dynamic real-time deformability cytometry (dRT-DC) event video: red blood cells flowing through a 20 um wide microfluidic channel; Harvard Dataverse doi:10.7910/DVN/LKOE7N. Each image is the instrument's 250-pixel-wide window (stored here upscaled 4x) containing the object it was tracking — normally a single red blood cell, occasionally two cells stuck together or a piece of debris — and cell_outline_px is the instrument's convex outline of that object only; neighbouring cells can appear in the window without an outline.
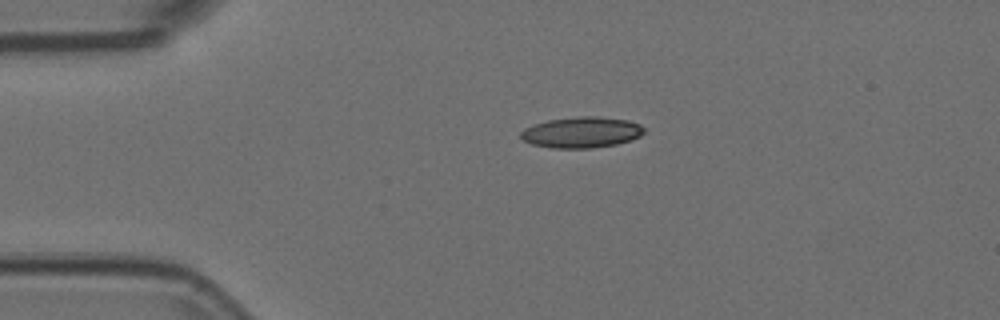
{"species": "Egyptian fruit bat (a non-hibernating species)", "species_latin": "Rousettus aegyptiacus", "temperature_condition": "room temperature", "stored_images_in_passage": 43, "camera_frame_rate_fps": 3000, "um_per_image_px": 0.085, "animal": {"sex": "female"}, "frame": {"image": 1, "passage_image": 1, "time_ms": 0.0, "image_size_px": [1000, 320], "cell_outline_px": [[644, 132], [640, 136], [616, 144], [592, 148], [552, 148], [532, 144], [524, 140], [520, 136], [520, 132], [524, 128], [532, 124], [548, 120], [580, 116], [596, 116], [628, 120], [640, 124], [644, 128]], "centroid_in_image_um": [49.41, 11.24], "position_along_channel_um": 35.6, "area_um2": 22.2}}
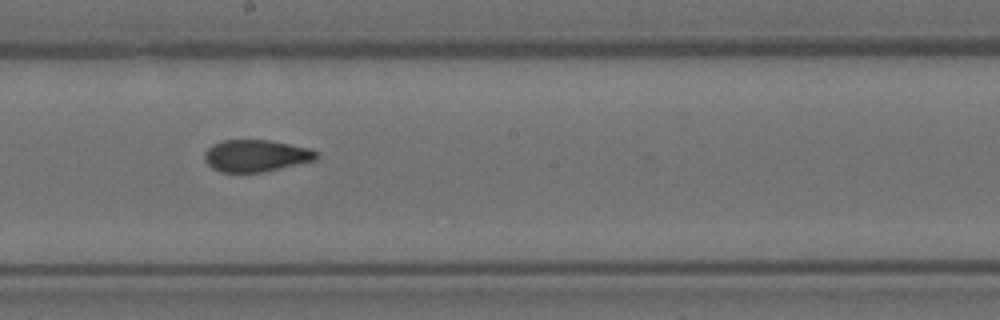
{"frame": {"image": 2, "passage_image": 19, "time_ms": 6.0, "image_size_px": [1000, 320], "cell_outline_px": [[320, 156], [316, 160], [264, 172], [220, 172], [212, 168], [204, 160], [204, 152], [212, 144], [224, 140], [268, 140], [308, 148], [316, 152]], "centroid_in_image_um": [21.74, 13.24], "position_along_channel_um": 226.5, "area_um2": 20.81}}
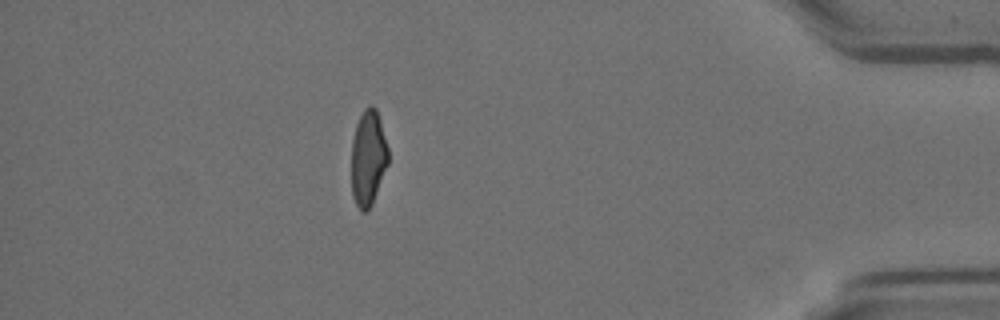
{"frame": {"image": 3, "passage_image": 37, "time_ms": 12.0, "image_size_px": [1000, 320], "cell_outline_px": [[388, 164], [372, 204], [364, 212], [360, 212], [352, 196], [352, 140], [356, 124], [364, 108], [368, 104], [372, 104], [376, 108], [380, 120], [388, 148]], "centroid_in_image_um": [31.29, 13.41], "position_along_channel_um": 403.9, "area_um2": 20.52}, "authors_computed_cell_mechanics": {"area_um2": 21.5594, "velocity_mm_per_s": 3.76, "shape_relaxation_time_tau1_ms": 9.8538, "shape_relaxation_time_tau2_ms": 1.8862, "deformation_change_tau1": 0.233, "deformation_change_tau2": 0.0693}}